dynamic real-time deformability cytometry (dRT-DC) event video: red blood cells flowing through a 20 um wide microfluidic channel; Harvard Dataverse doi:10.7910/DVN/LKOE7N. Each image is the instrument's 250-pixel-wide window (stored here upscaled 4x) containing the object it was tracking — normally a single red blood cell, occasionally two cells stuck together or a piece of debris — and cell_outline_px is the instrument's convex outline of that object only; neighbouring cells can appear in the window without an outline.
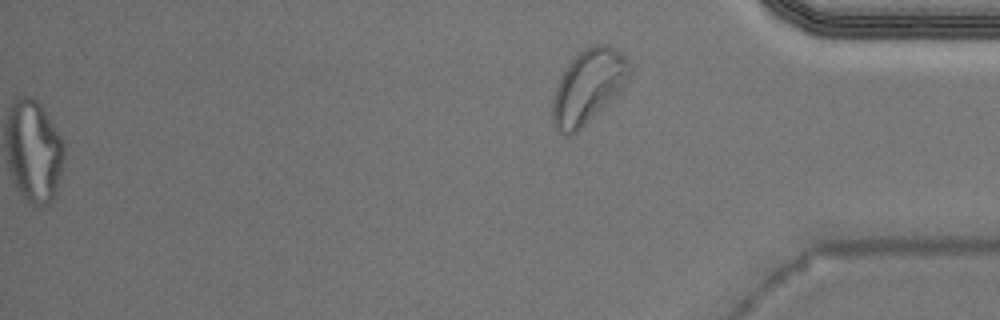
{"species": "Egyptian fruit bat (a non-hibernating species)", "species_latin": "Rousettus aegyptiacus", "temperature_condition": "warm", "stored_images_in_passage": 39, "camera_frame_rate_fps": 3000, "um_per_image_px": 0.085, "animal": {"sex": "male"}, "frame": {"image": 1, "passage_image": 39, "time_ms": 12.667, "image_size_px": [1000, 320], "cell_outline_px": [[632, 72], [628, 84], [612, 100], [572, 136], [568, 136], [556, 132], [552, 124], [552, 100], [556, 88], [568, 64], [576, 52], [584, 48], [596, 44], [608, 44], [620, 52], [628, 60], [632, 68]], "centroid_in_image_um": [50.02, 7.36], "position_along_channel_um": 385.2, "area_um2": 33.64}, "authors_computed_cell_mechanics": {"area_um2": 20.808, "velocity_mm_per_s": 3.985, "shape_relaxation_time_tau1_ms": 7.0308, "shape_relaxation_time_tau2_ms": 1.1829, "deformation_change_tau1": 0.2835, "deformation_change_tau2": 0.1054}}